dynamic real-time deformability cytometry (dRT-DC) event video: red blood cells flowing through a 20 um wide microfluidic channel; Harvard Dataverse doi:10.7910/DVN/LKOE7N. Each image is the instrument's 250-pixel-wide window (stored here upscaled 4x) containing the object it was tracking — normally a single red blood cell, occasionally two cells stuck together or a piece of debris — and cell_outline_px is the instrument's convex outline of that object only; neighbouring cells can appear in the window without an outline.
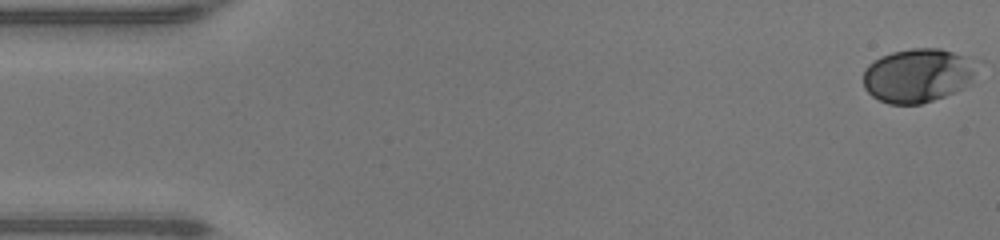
{"species": "human", "species_latin": "Homo sapiens", "temperature_condition": "warm", "stored_images_in_passage": 48, "camera_frame_rate_fps": 3000, "um_per_image_px": 0.085, "donor": {"sex": "male"}, "frame": {"image": 1, "passage_image": 1, "time_ms": 0.0, "image_size_px": [1000, 240], "cell_outline_px": [[984, 60], [972, 84], [964, 88], [944, 96], [920, 104], [888, 104], [872, 96], [864, 88], [864, 72], [868, 64], [880, 56], [892, 52], [912, 48], [940, 48]], "centroid_in_image_um": [78.14, 6.38], "position_along_channel_um": 6.9, "area_um2": 36.82}}
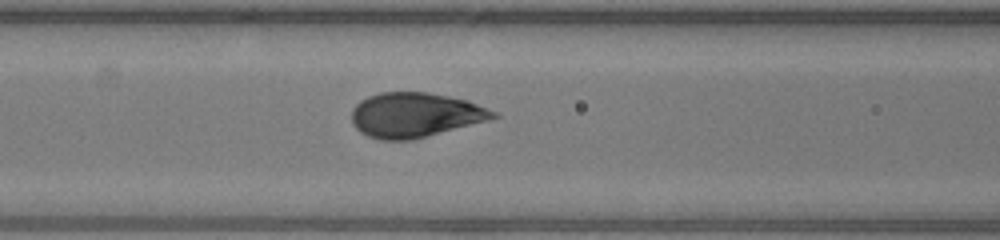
{"frame": {"image": 2, "passage_image": 20, "time_ms": 6.333, "image_size_px": [1000, 240], "cell_outline_px": [[500, 116], [488, 120], [428, 136], [412, 140], [384, 140], [368, 136], [360, 132], [352, 124], [352, 108], [360, 100], [368, 96], [380, 92], [428, 92], [468, 100], [496, 112]], "centroid_in_image_um": [35.26, 9.77], "position_along_channel_um": 131.3, "area_um2": 36.88}}
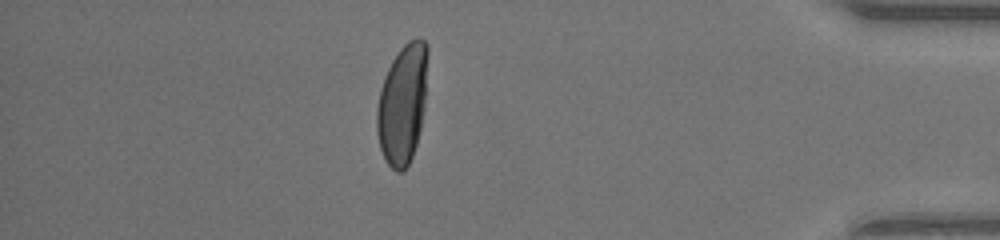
{"frame": {"image": 3, "passage_image": 42, "time_ms": 13.667, "image_size_px": [1000, 240], "cell_outline_px": [[428, 52], [424, 108], [420, 128], [416, 144], [412, 156], [408, 164], [400, 172], [396, 172], [384, 160], [380, 148], [376, 132], [376, 108], [380, 88], [384, 76], [392, 60], [400, 48], [408, 40], [420, 36], [428, 44]], "centroid_in_image_um": [34.2, 8.8], "position_along_channel_um": 401.0, "area_um2": 35.78}, "authors_computed_cell_mechanics": {"area_um2": 36.125, "velocity_mm_per_s": 4.2954, "shape_relaxation_time_tau1_ms": 2.9904, "shape_relaxation_time_tau2_ms": null, "deformation_change_tau1": 0.1825, "deformation_change_tau2": null}}